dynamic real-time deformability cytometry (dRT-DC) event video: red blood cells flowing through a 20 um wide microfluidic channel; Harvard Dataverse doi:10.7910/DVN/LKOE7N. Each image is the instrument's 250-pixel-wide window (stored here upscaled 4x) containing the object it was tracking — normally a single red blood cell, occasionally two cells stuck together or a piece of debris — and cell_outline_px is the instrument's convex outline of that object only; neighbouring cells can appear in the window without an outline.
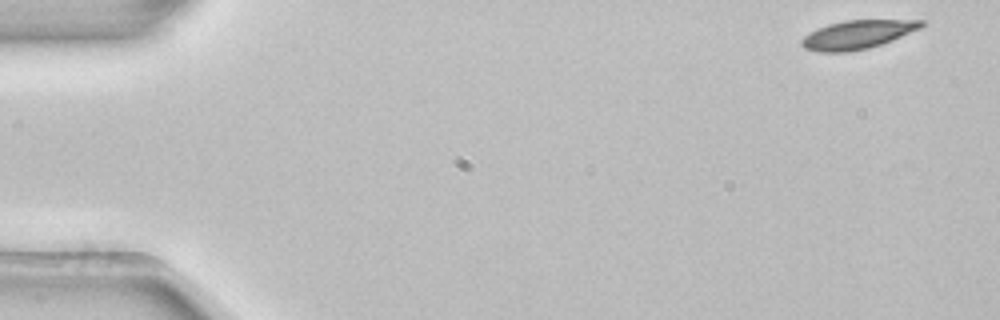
{"species": "common noctule bat (a hibernating species)", "species_latin": "Nyctalus noctula", "temperature_condition": "room temperature", "stored_images_in_passage": 52, "camera_frame_rate_fps": 3000, "um_per_image_px": 0.085, "animal": {"sex": "female", "body_mass_g": 22.7, "forearm_length_mm": 54.2}, "frame": {"image": 1, "passage_image": 1, "time_ms": 0.0, "image_size_px": [1000, 320], "cell_outline_px": [[924, 24], [920, 28], [892, 40], [868, 48], [848, 52], [820, 52], [804, 48], [800, 44], [800, 40], [804, 36], [816, 28], [828, 24], [844, 20], [924, 20]], "centroid_in_image_um": [72.83, 2.94], "position_along_channel_um": 12.2, "area_um2": 19.88}}
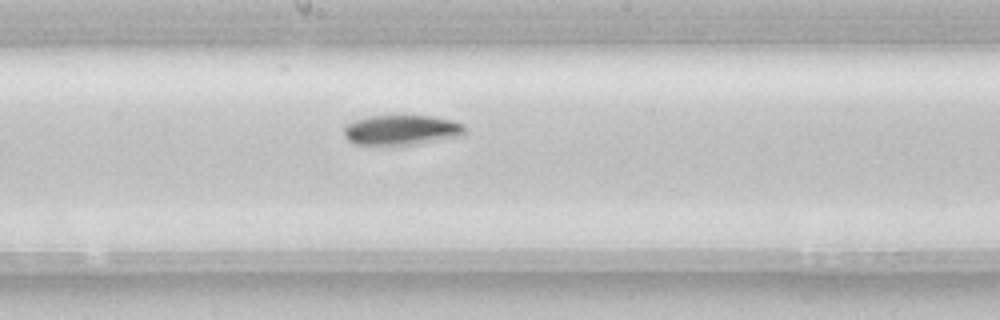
{"frame": {"image": 2, "passage_image": 27, "time_ms": 8.667, "image_size_px": [1000, 320], "cell_outline_px": [[464, 132], [460, 136], [420, 144], [356, 144], [348, 140], [344, 136], [344, 128], [348, 124], [356, 120], [368, 116], [432, 116], [452, 120], [464, 124]], "centroid_in_image_um": [34.15, 11.05], "position_along_channel_um": 214.1, "area_um2": 20.92}}
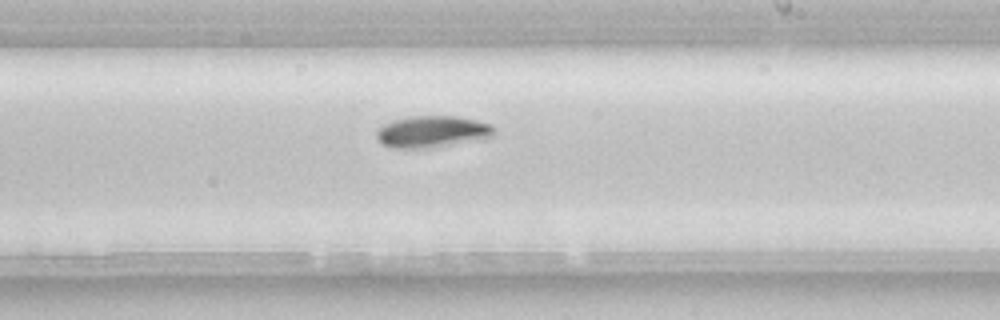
{"frame": {"image": 3, "passage_image": 30, "time_ms": 9.667, "image_size_px": [1000, 320], "cell_outline_px": [[496, 132], [492, 136], [432, 148], [392, 148], [384, 144], [376, 136], [376, 132], [384, 124], [392, 120], [408, 116], [456, 116], [476, 120], [492, 124]], "centroid_in_image_um": [36.73, 11.18], "position_along_channel_um": 252.3, "area_um2": 21.56}, "authors_computed_cell_mechanics": {"area_um2": 20.4323, "velocity_mm_per_s": 3.8463, "shape_relaxation_time_tau1_ms": 3.2754, "shape_relaxation_time_tau2_ms": null, "deformation_change_tau1": 0.0992, "deformation_change_tau2": null}}